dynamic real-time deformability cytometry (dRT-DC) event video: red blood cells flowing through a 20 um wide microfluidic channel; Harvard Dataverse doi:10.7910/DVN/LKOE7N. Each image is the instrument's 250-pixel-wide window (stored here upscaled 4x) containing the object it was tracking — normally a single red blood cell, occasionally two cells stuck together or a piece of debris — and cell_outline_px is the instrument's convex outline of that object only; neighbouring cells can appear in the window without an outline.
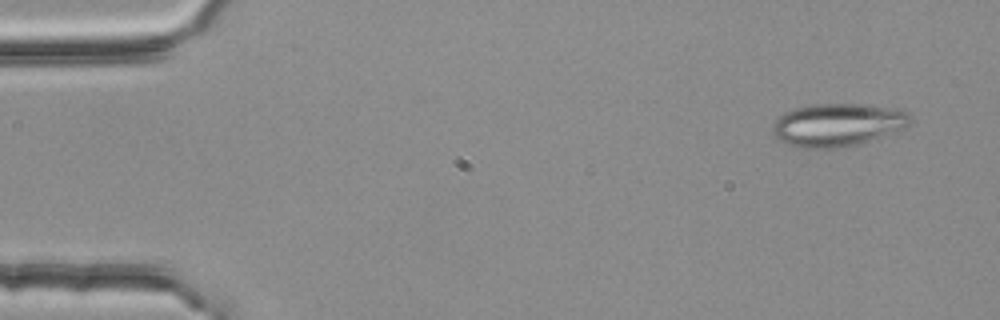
{"species": "common noctule bat (a hibernating species)", "species_latin": "Nyctalus noctula", "temperature_condition": "room temperature", "stored_images_in_passage": 51, "segment_of_instrument_passage": [1, 2], "camera_frame_rate_fps": 3000, "um_per_image_px": 0.085, "animal": {"sex": "female", "body_mass_g": 25.1}, "frame": {"image": 1, "passage_image": 1, "time_ms": 0.0, "image_size_px": [1000, 320], "cell_outline_px": [[912, 120], [904, 128], [856, 144], [840, 148], [800, 148], [788, 144], [780, 140], [772, 132], [772, 124], [784, 112], [796, 108], [816, 104], [864, 104], [900, 108], [908, 112]], "centroid_in_image_um": [71.2, 10.6], "position_along_channel_um": 13.8, "area_um2": 34.28}}